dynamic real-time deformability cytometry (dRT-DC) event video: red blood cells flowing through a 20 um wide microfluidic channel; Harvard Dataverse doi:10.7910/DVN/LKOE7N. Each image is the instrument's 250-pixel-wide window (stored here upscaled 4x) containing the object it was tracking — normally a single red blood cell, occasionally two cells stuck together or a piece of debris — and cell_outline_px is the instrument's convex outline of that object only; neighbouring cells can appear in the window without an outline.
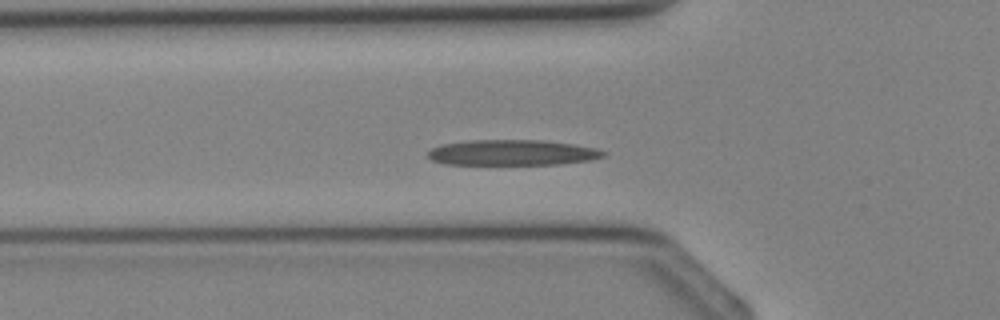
{"species": "Egyptian fruit bat (a non-hibernating species)", "species_latin": "Rousettus aegyptiacus", "temperature_condition": "cold", "stored_images_in_passage": 35, "camera_frame_rate_fps": 3000, "um_per_image_px": 0.085, "animal": {"sex": "female"}, "frame": {"image": 1, "passage_image": 10, "time_ms": 3.0, "image_size_px": [1000, 320], "cell_outline_px": [[608, 152], [604, 156], [592, 160], [560, 164], [444, 164], [432, 160], [428, 156], [428, 152], [432, 148], [440, 144], [472, 140], [544, 140], [572, 144], [596, 148]], "centroid_in_image_um": [43.56, 12.97], "position_along_channel_um": 82.2, "area_um2": 26.18}}
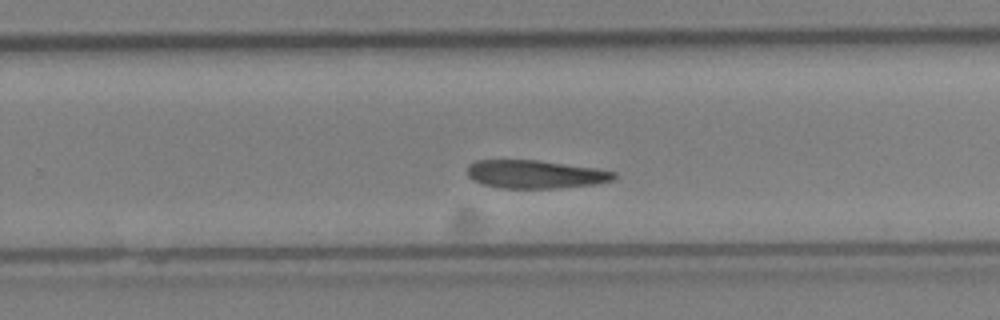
{"frame": {"image": 2, "passage_image": 21, "time_ms": 6.667, "image_size_px": [1000, 320], "cell_outline_px": [[616, 176], [612, 180], [596, 184], [560, 188], [504, 188], [484, 184], [472, 180], [468, 176], [468, 164], [476, 160], [536, 160], [596, 168], [616, 172]], "centroid_in_image_um": [45.5, 14.81], "position_along_channel_um": 284.3, "area_um2": 24.04}}
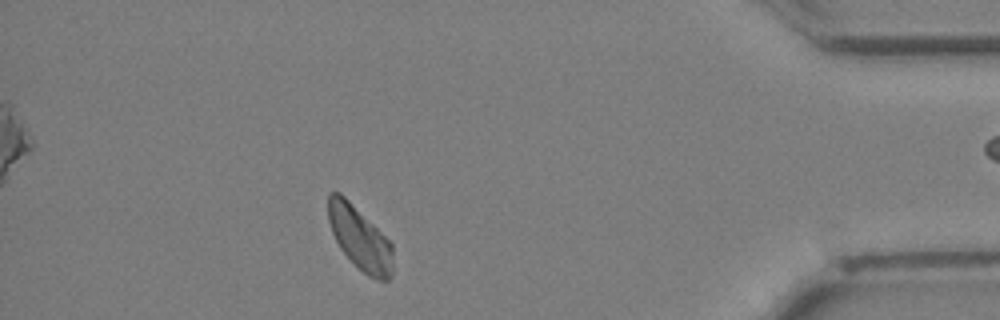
{"frame": {"image": 3, "passage_image": 30, "time_ms": 9.667, "image_size_px": [1000, 320], "cell_outline_px": [[392, 272], [388, 280], [376, 280], [368, 276], [340, 248], [332, 232], [328, 220], [328, 192], [340, 192], [392, 244]], "centroid_in_image_um": [30.56, 20.24], "position_along_channel_um": 404.6, "area_um2": 23.18}}